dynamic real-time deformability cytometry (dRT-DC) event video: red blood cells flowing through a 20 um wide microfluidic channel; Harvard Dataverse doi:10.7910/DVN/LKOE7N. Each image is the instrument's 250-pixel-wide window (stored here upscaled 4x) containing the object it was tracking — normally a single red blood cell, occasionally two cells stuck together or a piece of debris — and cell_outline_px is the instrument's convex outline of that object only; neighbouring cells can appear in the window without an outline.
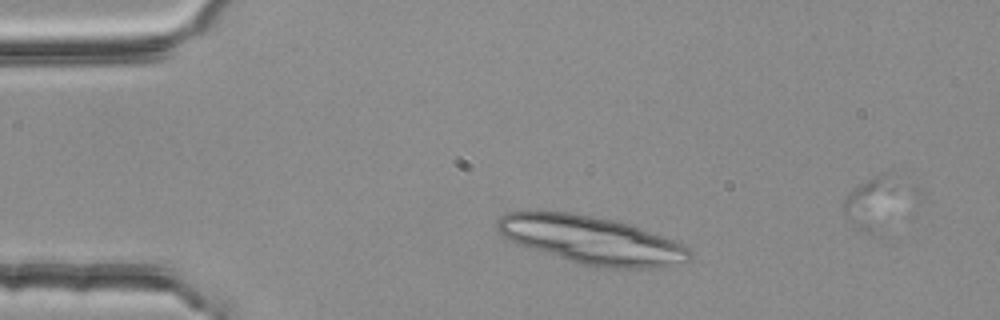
{"species": "common noctule bat (a hibernating species)", "species_latin": "Nyctalus noctula", "temperature_condition": "room temperature", "stored_images_in_passage": 4, "camera_frame_rate_fps": 3000, "um_per_image_px": 0.085, "animal": {"sex": "female", "body_mass_g": 25.1}, "frame": {"image": 1, "passage_image": 2, "time_ms": 0.333, "image_size_px": [1000, 320], "cell_outline_px": [[692, 260], [684, 264], [668, 268], [608, 268], [580, 264], [528, 248], [504, 236], [496, 228], [496, 220], [504, 212], [528, 208], [568, 212], [612, 220], [632, 224], [676, 240], [684, 244], [692, 252]], "centroid_in_image_um": [50.31, 20.39], "position_along_channel_um": 34.7, "area_um2": 55.03}}